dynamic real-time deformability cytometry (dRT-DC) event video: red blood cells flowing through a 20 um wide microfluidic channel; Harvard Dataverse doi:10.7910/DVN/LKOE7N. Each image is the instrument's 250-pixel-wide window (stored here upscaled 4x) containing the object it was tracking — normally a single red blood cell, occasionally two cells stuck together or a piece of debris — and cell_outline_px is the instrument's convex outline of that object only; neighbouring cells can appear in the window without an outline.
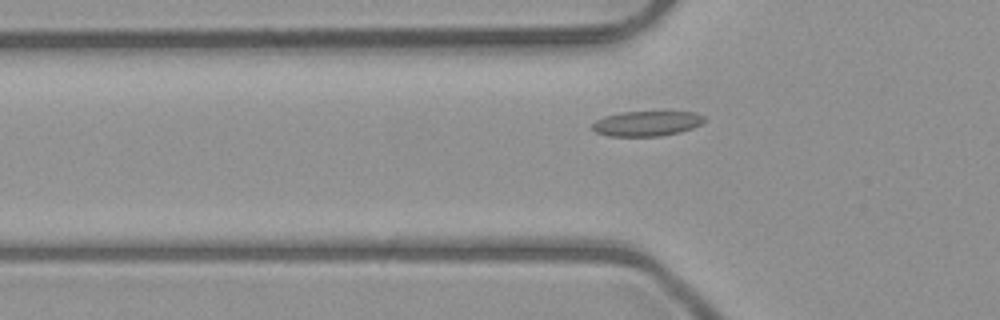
{"species": "common noctule bat (a hibernating species)", "species_latin": "Nyctalus noctula", "temperature_condition": "room temperature", "stored_images_in_passage": 46, "camera_frame_rate_fps": 3000, "um_per_image_px": 0.085, "animal": {"sex": "male", "body_mass_g": 23.1, "forearm_length_mm": 52.7}, "frame": {"image": 1, "passage_image": 13, "time_ms": 4.0, "image_size_px": [1000, 320], "cell_outline_px": [[708, 120], [692, 128], [680, 132], [660, 136], [608, 136], [596, 132], [592, 128], [592, 124], [596, 120], [604, 116], [620, 112], [696, 112], [704, 116]], "centroid_in_image_um": [54.99, 10.49], "position_along_channel_um": 70.8, "area_um2": 16.42}}
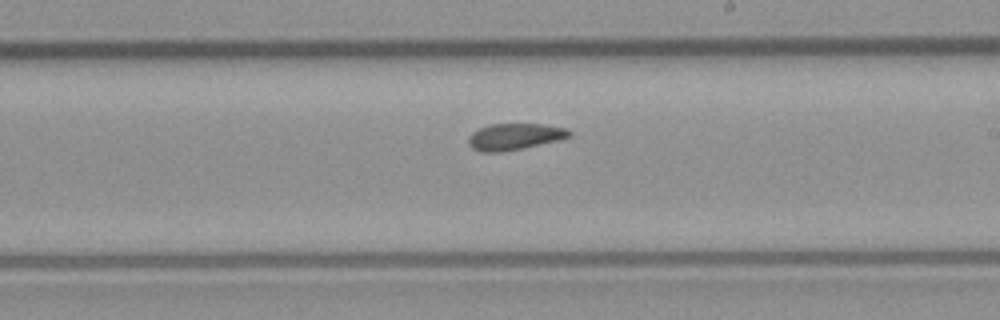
{"frame": {"image": 2, "passage_image": 26, "time_ms": 8.333, "image_size_px": [1000, 320], "cell_outline_px": [[572, 136], [556, 140], [520, 148], [500, 152], [480, 152], [472, 148], [468, 144], [468, 140], [472, 132], [488, 124], [544, 124], [568, 128], [572, 132]], "centroid_in_image_um": [43.73, 11.6], "position_along_channel_um": 245.3, "area_um2": 15.43}}
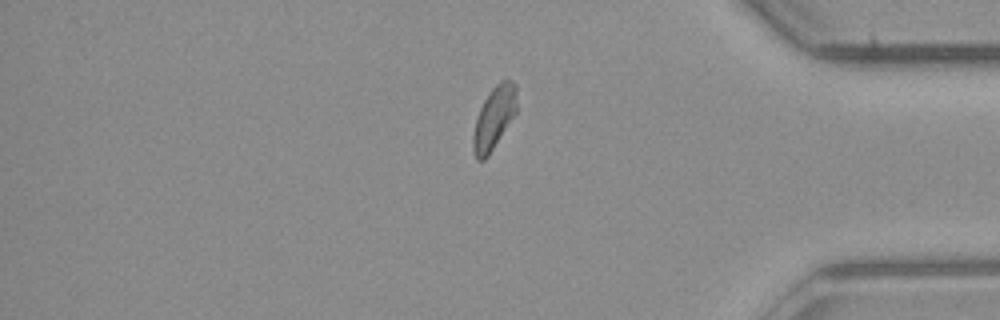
{"frame": {"image": 3, "passage_image": 39, "time_ms": 12.667, "image_size_px": [1000, 320], "cell_outline_px": [[516, 112], [488, 156], [484, 160], [476, 160], [472, 148], [472, 136], [476, 120], [480, 108], [484, 100], [492, 88], [500, 80], [512, 80], [516, 84]], "centroid_in_image_um": [41.98, 10.02], "position_along_channel_um": 393.2, "area_um2": 15.78}}